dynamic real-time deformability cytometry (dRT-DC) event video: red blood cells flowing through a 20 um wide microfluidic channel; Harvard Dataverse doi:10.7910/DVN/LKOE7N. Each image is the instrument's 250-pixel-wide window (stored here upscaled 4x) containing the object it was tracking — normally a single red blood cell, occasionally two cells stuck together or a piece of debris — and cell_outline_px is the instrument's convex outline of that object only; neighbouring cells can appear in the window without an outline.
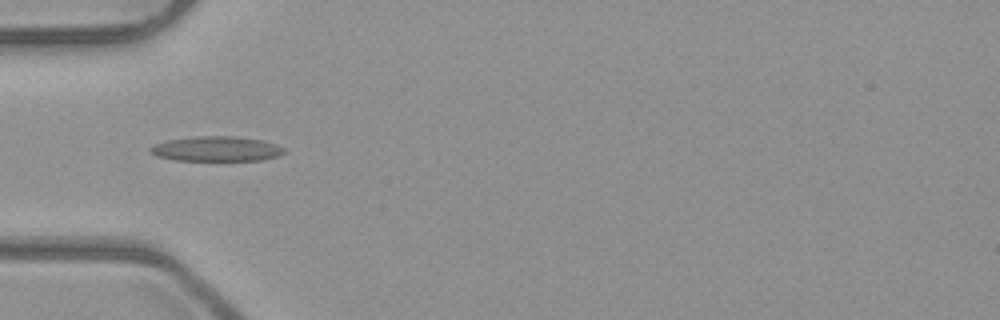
{"species": "common noctule bat (a hibernating species)", "species_latin": "Nyctalus noctula", "temperature_condition": "room temperature", "stored_images_in_passage": 16, "camera_frame_rate_fps": 3000, "um_per_image_px": 0.085, "animal": {"sex": "male", "body_mass_g": 23.1, "forearm_length_mm": 52.7}, "frame": {"image": 1, "passage_image": 7, "time_ms": 2.0, "image_size_px": [1000, 320], "cell_outline_px": [[284, 152], [280, 156], [264, 160], [176, 160], [156, 156], [148, 152], [148, 148], [156, 144], [168, 140], [196, 136], [236, 136], [264, 140], [276, 144], [284, 148]], "centroid_in_image_um": [18.42, 12.65], "position_along_channel_um": 66.6, "area_um2": 19.54}}
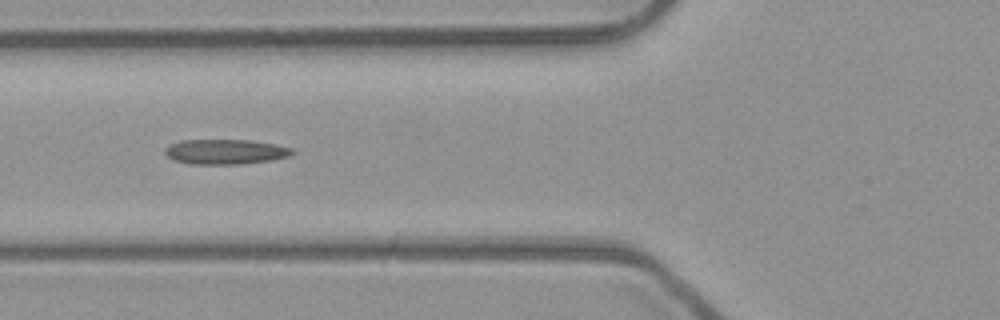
{"frame": {"image": 2, "passage_image": 10, "time_ms": 3.0, "image_size_px": [1000, 320], "cell_outline_px": [[296, 152], [288, 156], [272, 160], [240, 164], [192, 164], [172, 160], [164, 152], [164, 148], [180, 140], [252, 140], [276, 144], [292, 148]], "centroid_in_image_um": [19.17, 12.89], "position_along_channel_um": 106.6, "area_um2": 18.61}}